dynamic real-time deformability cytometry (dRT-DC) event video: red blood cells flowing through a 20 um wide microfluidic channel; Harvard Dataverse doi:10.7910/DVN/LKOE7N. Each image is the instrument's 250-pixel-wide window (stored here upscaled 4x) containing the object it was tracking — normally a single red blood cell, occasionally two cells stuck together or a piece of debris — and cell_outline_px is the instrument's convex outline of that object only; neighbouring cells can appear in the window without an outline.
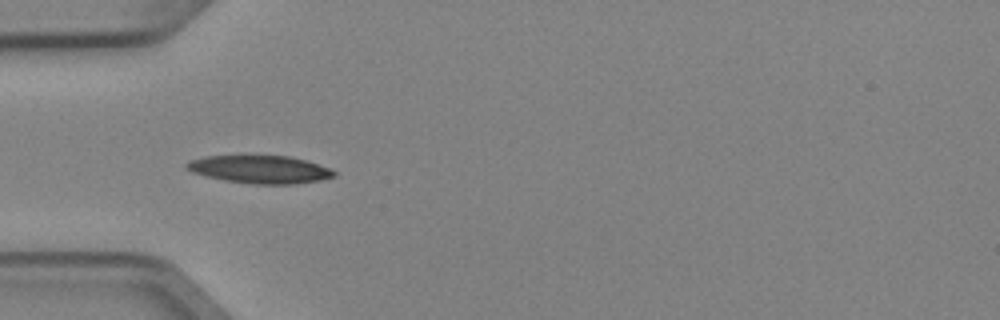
{"species": "Egyptian fruit bat (a non-hibernating species)", "species_latin": "Rousettus aegyptiacus", "temperature_condition": "cold", "stored_images_in_passage": 5, "camera_frame_rate_fps": 3000, "um_per_image_px": 0.085, "animal": {"sex": "female"}, "frame": {"image": 1, "passage_image": 3, "time_ms": 0.667, "image_size_px": [1000, 320], "cell_outline_px": [[336, 176], [320, 180], [296, 184], [252, 184], [224, 180], [204, 176], [192, 172], [184, 168], [184, 164], [192, 160], [208, 156], [288, 156], [308, 160], [328, 168], [336, 172]], "centroid_in_image_um": [22.1, 14.4], "position_along_channel_um": 62.9, "area_um2": 23.93}}
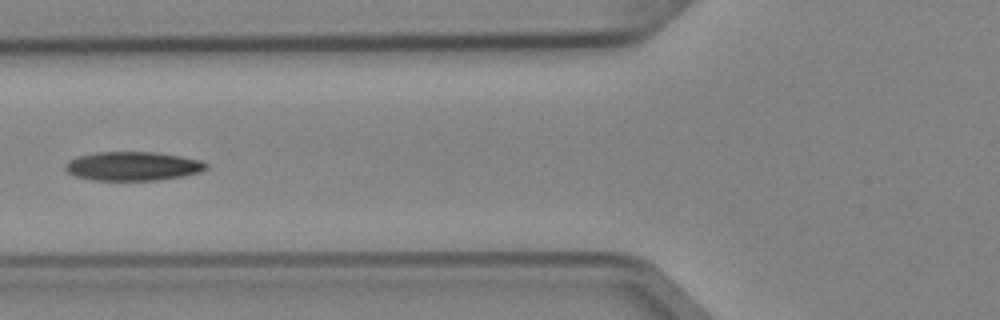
{"frame": {"image": 2, "passage_image": 4, "time_ms": 1.0, "image_size_px": [1000, 320], "cell_outline_px": [[208, 168], [200, 172], [184, 176], [160, 180], [92, 180], [76, 176], [68, 172], [64, 168], [64, 164], [68, 160], [80, 156], [100, 152], [156, 152], [180, 156], [200, 160], [208, 164]], "centroid_in_image_um": [11.31, 14.13], "position_along_channel_um": 114.5, "area_um2": 23.76}}